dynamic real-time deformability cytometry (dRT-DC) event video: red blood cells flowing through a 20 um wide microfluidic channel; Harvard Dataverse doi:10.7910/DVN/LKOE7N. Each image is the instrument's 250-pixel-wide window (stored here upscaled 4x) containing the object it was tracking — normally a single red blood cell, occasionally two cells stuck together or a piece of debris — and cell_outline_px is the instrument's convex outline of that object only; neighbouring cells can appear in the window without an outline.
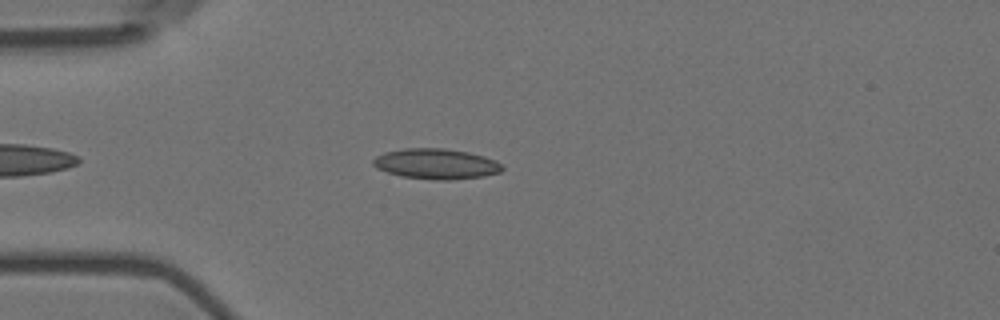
{"species": "Egyptian fruit bat (a non-hibernating species)", "species_latin": "Rousettus aegyptiacus", "temperature_condition": "room temperature", "stored_images_in_passage": 41, "camera_frame_rate_fps": 3000, "um_per_image_px": 0.085, "animal": {"sex": "female"}, "frame": {"image": 1, "passage_image": 7, "time_ms": 2.0, "image_size_px": [1000, 320], "cell_outline_px": [[504, 168], [500, 172], [484, 176], [448, 180], [440, 180], [404, 176], [388, 172], [376, 168], [372, 164], [372, 160], [376, 156], [384, 152], [404, 148], [444, 148], [468, 152], [484, 156], [500, 164]], "centroid_in_image_um": [37.04, 13.92], "position_along_channel_um": 48.0, "area_um2": 22.66}}
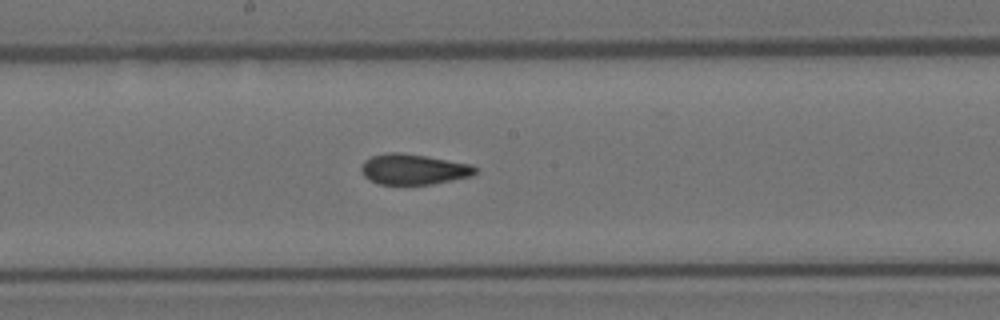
{"frame": {"image": 2, "passage_image": 22, "time_ms": 7.0, "image_size_px": [1000, 320], "cell_outline_px": [[476, 172], [472, 176], [432, 184], [380, 184], [364, 176], [360, 168], [364, 160], [372, 156], [388, 152], [400, 152], [472, 164], [476, 168]], "centroid_in_image_um": [35.14, 14.38], "position_along_channel_um": 213.1, "area_um2": 20.11}}
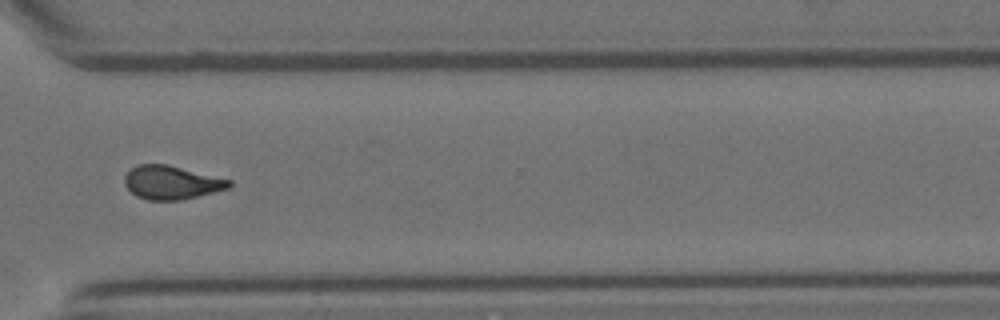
{"frame": {"image": 3, "passage_image": 34, "time_ms": 11.0, "image_size_px": [1000, 320], "cell_outline_px": [[232, 184], [228, 188], [180, 200], [148, 200], [136, 196], [124, 184], [124, 176], [136, 164], [168, 164], [232, 180]], "centroid_in_image_um": [14.56, 15.5], "position_along_channel_um": 356.0, "area_um2": 20.35}, "authors_computed_cell_mechanics": {"area_um2": 20.7502, "velocity_mm_per_s": 3.5852, "shape_relaxation_time_tau1_ms": null, "shape_relaxation_time_tau2_ms": 1.953, "deformation_change_tau1": null, "deformation_change_tau2": 0.0698}}